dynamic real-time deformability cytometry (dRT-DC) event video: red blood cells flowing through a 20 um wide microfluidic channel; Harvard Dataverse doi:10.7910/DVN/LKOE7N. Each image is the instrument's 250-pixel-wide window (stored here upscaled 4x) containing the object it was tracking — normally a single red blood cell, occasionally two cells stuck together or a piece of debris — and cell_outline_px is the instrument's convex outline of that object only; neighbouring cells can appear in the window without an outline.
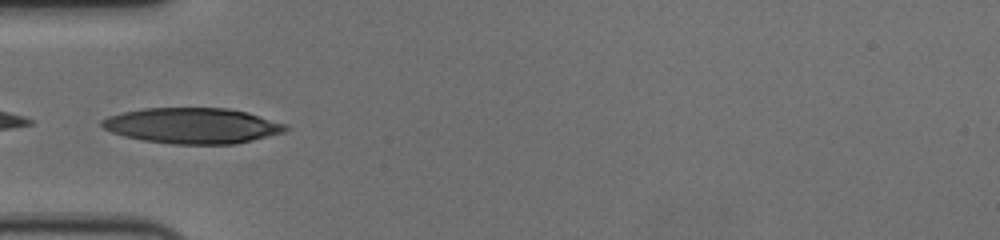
{"species": "human", "species_latin": "Homo sapiens", "temperature_condition": "cold", "stored_images_in_passage": 39, "camera_frame_rate_fps": 3000, "um_per_image_px": 0.085, "donor": {"sex": "female"}, "frame": {"image": 1, "passage_image": 1, "time_ms": 0.0, "image_size_px": [1000, 240], "cell_outline_px": [[288, 128], [284, 132], [236, 144], [172, 144], [144, 140], [124, 136], [112, 132], [104, 128], [100, 124], [100, 120], [108, 116], [124, 112], [144, 108], [228, 108], [248, 112], [288, 124]], "centroid_in_image_um": [16.37, 10.68], "position_along_channel_um": 68.6, "area_um2": 38.21}}
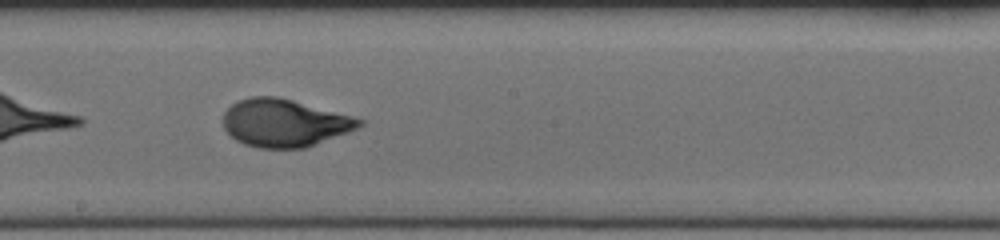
{"frame": {"image": 2, "passage_image": 14, "time_ms": 4.333, "image_size_px": [1000, 240], "cell_outline_px": [[364, 124], [348, 132], [304, 148], [260, 148], [244, 144], [236, 140], [224, 128], [224, 112], [232, 104], [240, 100], [252, 96], [276, 96], [292, 100], [352, 116], [364, 120]], "centroid_in_image_um": [24.17, 10.45], "position_along_channel_um": 224.0, "area_um2": 37.4}}
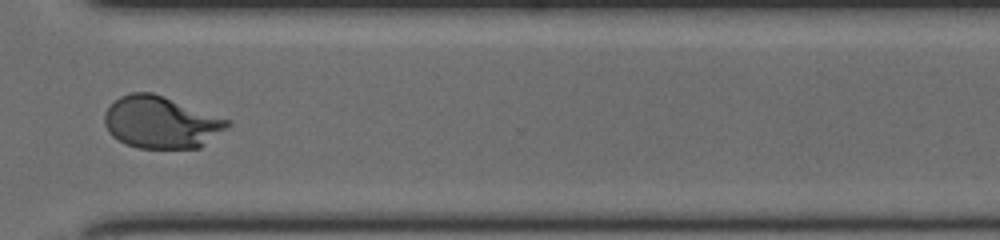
{"frame": {"image": 3, "passage_image": 25, "time_ms": 8.0, "image_size_px": [1000, 240], "cell_outline_px": [[232, 124], [228, 128], [200, 148], [136, 148], [124, 144], [112, 136], [108, 132], [104, 124], [104, 112], [120, 96], [132, 92], [152, 92], [228, 120]], "centroid_in_image_um": [13.66, 10.42], "position_along_channel_um": 356.9, "area_um2": 37.17}, "authors_computed_cell_mechanics": {"area_um2": 37.7434, "velocity_mm_per_s": 3.6057, "shape_relaxation_time_tau1_ms": 3.7173, "shape_relaxation_time_tau2_ms": null, "deformation_change_tau1": 0.2137, "deformation_change_tau2": null}}